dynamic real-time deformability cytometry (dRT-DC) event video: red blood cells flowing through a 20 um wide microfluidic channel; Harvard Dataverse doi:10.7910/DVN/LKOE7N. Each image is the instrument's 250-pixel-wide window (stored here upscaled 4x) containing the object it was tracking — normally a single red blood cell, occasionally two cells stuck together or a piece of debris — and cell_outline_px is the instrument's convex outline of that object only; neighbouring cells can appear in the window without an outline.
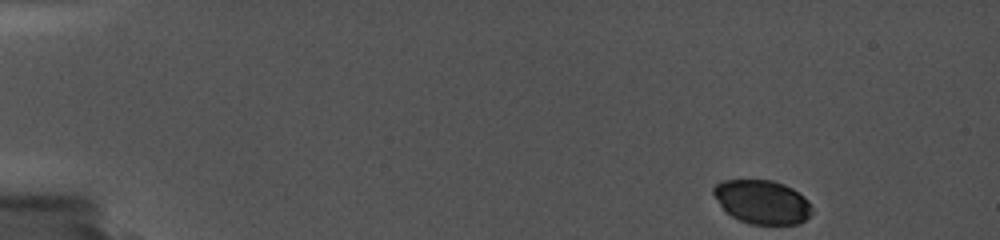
{"species": "common noctule bat (a hibernating species)", "species_latin": "Nyctalus noctula", "temperature_condition": "cold", "stored_images_in_passage": 51, "camera_frame_rate_fps": 5000, "um_per_image_px": 0.085, "animal": {"sex": "female", "body_mass_g": 19.0, "forearm_length_mm": 56.7}, "frame": {"image": 1, "passage_image": 1, "time_ms": 0.0, "image_size_px": [1000, 240], "cell_outline_px": [[812, 212], [804, 220], [796, 224], [752, 224], [740, 220], [732, 216], [720, 204], [712, 192], [712, 188], [720, 180], [772, 180], [784, 184], [792, 188], [804, 196], [812, 204]], "centroid_in_image_um": [64.8, 17.15], "position_along_channel_um": 20.2, "area_um2": 25.03}}
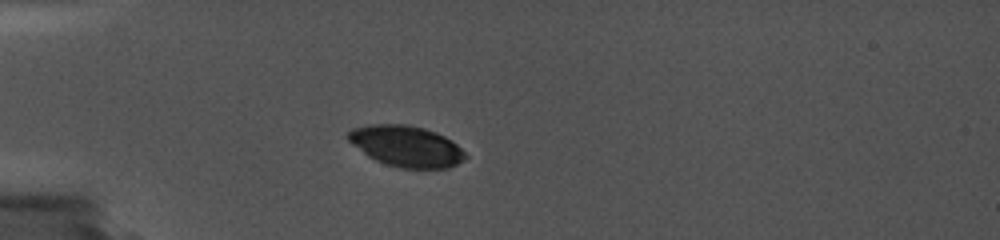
{"frame": {"image": 2, "passage_image": 15, "time_ms": 3.6, "image_size_px": [1000, 240], "cell_outline_px": [[468, 156], [464, 160], [448, 168], [400, 168], [376, 160], [368, 156], [352, 144], [348, 140], [348, 132], [352, 128], [372, 124], [408, 124], [424, 128], [436, 132], [452, 140]], "centroid_in_image_um": [34.54, 12.42], "position_along_channel_um": 50.5, "area_um2": 27.92}}
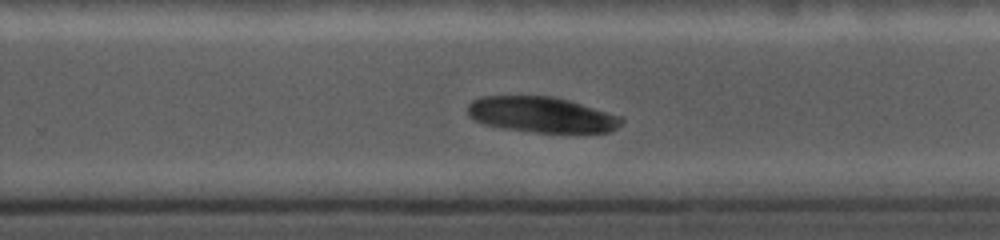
{"frame": {"image": 3, "passage_image": 42, "time_ms": 10.6, "image_size_px": [1000, 240], "cell_outline_px": [[624, 120], [616, 128], [608, 132], [536, 132], [504, 128], [484, 124], [468, 116], [468, 104], [472, 100], [480, 96], [552, 96], [568, 100], [624, 116]], "centroid_in_image_um": [46.04, 9.74], "position_along_channel_um": 283.8, "area_um2": 31.91}}